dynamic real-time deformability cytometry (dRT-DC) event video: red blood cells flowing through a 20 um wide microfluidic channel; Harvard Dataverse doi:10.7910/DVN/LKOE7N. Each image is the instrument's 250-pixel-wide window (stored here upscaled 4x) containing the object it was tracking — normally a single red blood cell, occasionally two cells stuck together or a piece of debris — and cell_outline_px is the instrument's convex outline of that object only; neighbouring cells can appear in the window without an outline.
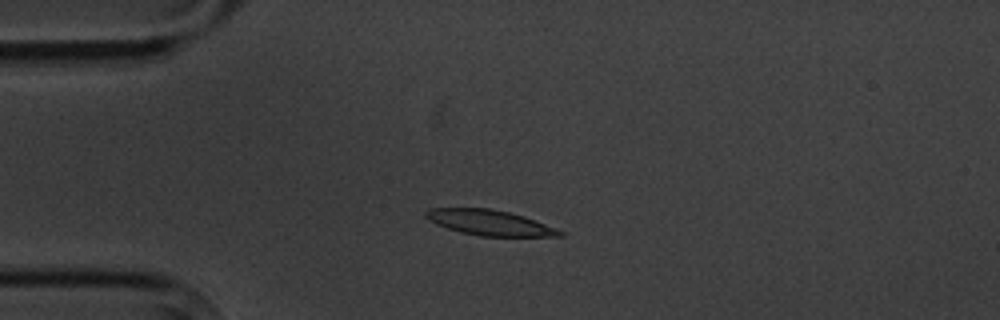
{"species": "common noctule bat (a hibernating species)", "species_latin": "Nyctalus noctula", "temperature_condition": "cold", "stored_images_in_passage": 4, "camera_frame_rate_fps": 3000, "um_per_image_px": 0.085, "animal": {"sex": "male", "body_mass_g": 20.1, "forearm_length_mm": 53.5}, "frame": {"image": 1, "passage_image": 3, "time_ms": 2.333, "image_size_px": [1000, 320], "cell_outline_px": [[564, 236], [480, 236], [460, 232], [436, 224], [428, 220], [424, 216], [424, 212], [432, 208], [488, 208], [508, 212], [524, 216], [556, 228], [564, 232]], "centroid_in_image_um": [41.6, 18.92], "position_along_channel_um": 43.4, "area_um2": 19.71}}